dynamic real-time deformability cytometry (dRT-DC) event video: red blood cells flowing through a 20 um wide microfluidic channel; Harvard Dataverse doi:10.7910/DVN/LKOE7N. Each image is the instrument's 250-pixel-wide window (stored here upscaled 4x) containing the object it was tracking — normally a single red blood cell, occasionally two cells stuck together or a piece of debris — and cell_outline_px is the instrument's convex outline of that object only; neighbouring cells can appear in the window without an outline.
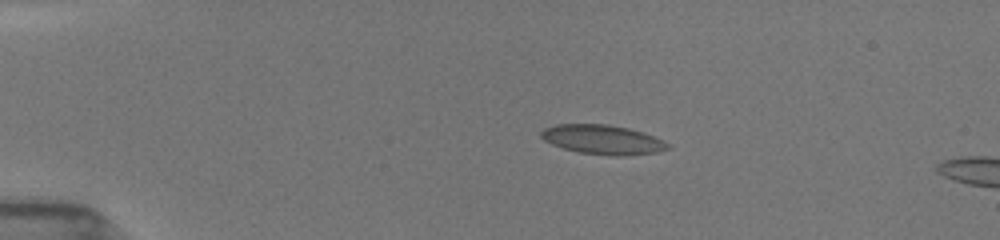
{"species": "common noctule bat (a hibernating species)", "species_latin": "Nyctalus noctula", "temperature_condition": "room temperature", "stored_images_in_passage": 5, "camera_frame_rate_fps": 3000, "um_per_image_px": 0.085, "animal": {"sex": "female", "body_mass_g": 19.5, "forearm_length_mm": 54.1}, "frame": {"image": 1, "passage_image": 3, "time_ms": 2.333, "image_size_px": [1000, 240], "cell_outline_px": [[672, 148], [660, 152], [624, 156], [616, 156], [580, 152], [564, 148], [552, 144], [544, 140], [540, 136], [540, 132], [544, 128], [556, 124], [608, 124], [628, 128], [644, 132], [664, 140]], "centroid_in_image_um": [51.27, 11.86], "position_along_channel_um": 33.7, "area_um2": 21.85}}